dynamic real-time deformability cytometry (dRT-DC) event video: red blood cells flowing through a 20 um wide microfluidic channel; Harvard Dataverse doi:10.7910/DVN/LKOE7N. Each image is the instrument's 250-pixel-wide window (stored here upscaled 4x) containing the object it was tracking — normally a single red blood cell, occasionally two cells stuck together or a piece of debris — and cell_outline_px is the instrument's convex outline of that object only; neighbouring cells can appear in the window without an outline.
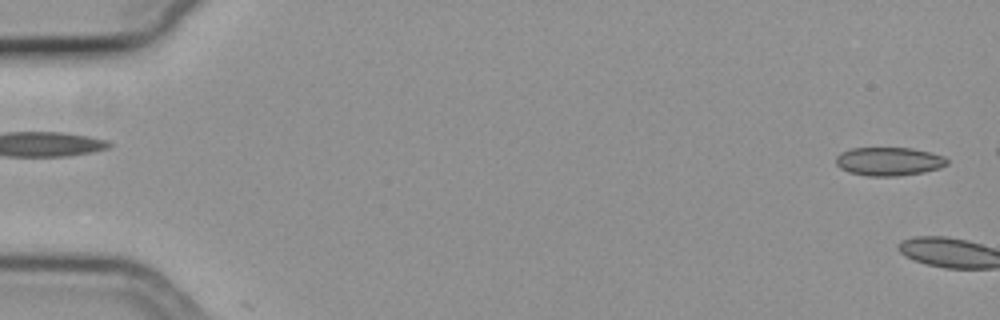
{"species": "common noctule bat (a hibernating species)", "species_latin": "Nyctalus noctula", "temperature_condition": "cold", "stored_images_in_passage": 3, "camera_frame_rate_fps": 3000, "um_per_image_px": 0.085, "animal": {"sex": "female", "body_mass_g": 19.3, "forearm_length_mm": 54.1}, "frame": {"image": 1, "passage_image": 1, "time_ms": 0.0, "image_size_px": [1000, 320], "cell_outline_px": [[948, 164], [940, 168], [924, 172], [896, 176], [868, 176], [848, 172], [840, 168], [836, 164], [836, 156], [840, 152], [852, 148], [912, 148], [944, 156], [948, 160]], "centroid_in_image_um": [75.54, 13.72], "position_along_channel_um": 9.5, "area_um2": 18.5}}